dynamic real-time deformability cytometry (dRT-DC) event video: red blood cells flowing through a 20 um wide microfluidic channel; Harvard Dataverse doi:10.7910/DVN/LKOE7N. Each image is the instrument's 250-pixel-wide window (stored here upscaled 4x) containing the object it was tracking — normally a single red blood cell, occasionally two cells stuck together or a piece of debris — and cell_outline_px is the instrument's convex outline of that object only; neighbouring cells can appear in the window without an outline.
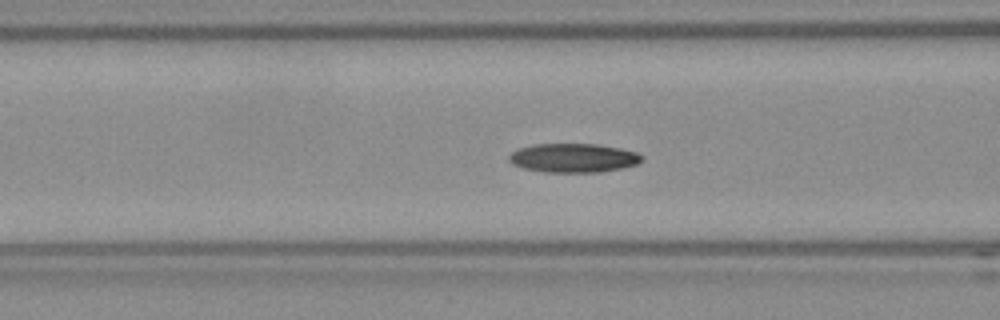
{"species": "Egyptian fruit bat (a non-hibernating species)", "species_latin": "Rousettus aegyptiacus", "temperature_condition": "room temperature", "stored_images_in_passage": 45, "camera_frame_rate_fps": 3000, "um_per_image_px": 0.085, "frame": {"image": 1, "passage_image": 20, "time_ms": 6.333, "image_size_px": [1000, 320], "cell_outline_px": [[644, 156], [636, 164], [620, 168], [600, 172], [544, 172], [524, 168], [512, 164], [508, 160], [508, 156], [512, 152], [520, 148], [536, 144], [596, 144], [620, 148], [636, 152]], "centroid_in_image_um": [48.72, 13.42], "position_along_channel_um": 117.9, "area_um2": 22.25}, "authors_computed_cell_mechanics": {"area_um2": 21.8484, "velocity_mm_per_s": 3.7585, "shape_relaxation_time_tau1_ms": 4.5348, "shape_relaxation_time_tau2_ms": 7.7261, "deformation_change_tau1": 0.1114, "deformation_change_tau2": 0.1138}}